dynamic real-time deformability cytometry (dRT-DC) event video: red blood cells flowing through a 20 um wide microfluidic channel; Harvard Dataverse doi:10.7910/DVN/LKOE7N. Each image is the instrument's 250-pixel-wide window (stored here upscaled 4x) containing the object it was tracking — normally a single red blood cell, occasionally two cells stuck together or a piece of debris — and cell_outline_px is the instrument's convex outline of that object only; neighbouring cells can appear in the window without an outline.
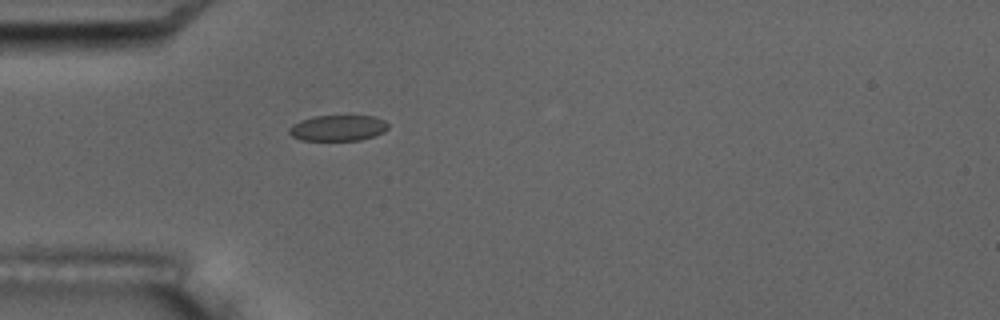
{"species": "common noctule bat (a hibernating species)", "species_latin": "Nyctalus noctula", "temperature_condition": "room temperature", "stored_images_in_passage": 3, "camera_frame_rate_fps": 3000, "um_per_image_px": 0.085, "animal": {"sex": "male", "body_mass_g": 17.5, "forearm_length_mm": 52.3}, "frame": {"image": 1, "passage_image": 3, "time_ms": 2.333, "image_size_px": [1000, 320], "cell_outline_px": [[388, 128], [384, 132], [360, 140], [300, 140], [292, 136], [288, 132], [288, 128], [292, 124], [300, 120], [312, 116], [372, 116], [384, 120], [388, 124]], "centroid_in_image_um": [28.68, 10.87], "position_along_channel_um": 56.3, "area_um2": 14.91}}